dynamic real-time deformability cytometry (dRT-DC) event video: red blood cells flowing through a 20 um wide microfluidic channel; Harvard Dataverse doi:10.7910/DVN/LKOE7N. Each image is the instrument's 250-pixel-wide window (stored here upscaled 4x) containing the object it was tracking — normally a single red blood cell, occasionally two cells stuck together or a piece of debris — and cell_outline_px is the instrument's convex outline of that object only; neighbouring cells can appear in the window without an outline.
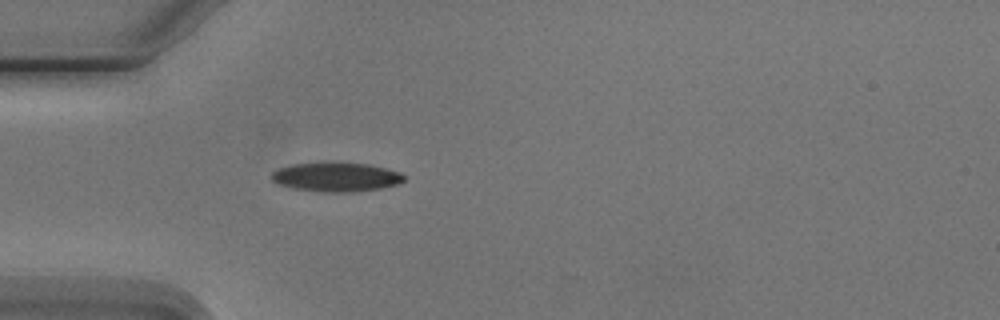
{"species": "Egyptian fruit bat (a non-hibernating species)", "species_latin": "Rousettus aegyptiacus", "temperature_condition": "cold", "stored_images_in_passage": 2, "camera_frame_rate_fps": 3000, "um_per_image_px": 0.085, "animal": {"sex": "male"}, "frame": {"image": 1, "passage_image": 2, "time_ms": 1.333, "image_size_px": [1000, 320], "cell_outline_px": [[404, 180], [396, 184], [380, 188], [352, 192], [324, 192], [292, 188], [280, 184], [272, 180], [272, 172], [280, 168], [292, 164], [324, 160], [368, 164], [400, 172], [404, 176]], "centroid_in_image_um": [28.54, 15.01], "position_along_channel_um": 56.5, "area_um2": 22.83}}